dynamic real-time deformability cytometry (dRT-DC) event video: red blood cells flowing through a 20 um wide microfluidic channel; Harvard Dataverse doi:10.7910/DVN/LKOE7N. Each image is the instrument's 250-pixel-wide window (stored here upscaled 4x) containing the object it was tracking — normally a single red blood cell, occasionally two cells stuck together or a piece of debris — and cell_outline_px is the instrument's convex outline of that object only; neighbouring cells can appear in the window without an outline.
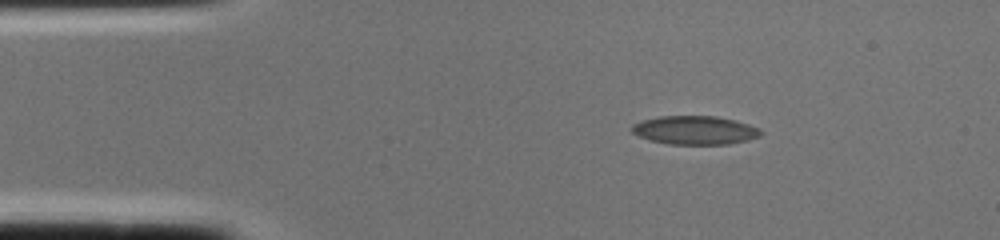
{"species": "common noctule bat (a hibernating species)", "species_latin": "Nyctalus noctula", "temperature_condition": "cold", "stored_images_in_passage": 1, "camera_frame_rate_fps": 3000, "um_per_image_px": 0.085, "animal": {"sex": "female", "body_mass_g": 22.0, "forearm_length_mm": 56.7}, "frame": {"image": 1, "passage_image": 1, "time_ms": 0.0, "image_size_px": [1000, 240], "cell_outline_px": [[764, 132], [760, 136], [748, 140], [728, 144], [668, 144], [648, 140], [632, 132], [628, 128], [632, 124], [644, 120], [660, 116], [716, 116], [736, 120], [760, 128]], "centroid_in_image_um": [59.07, 11.06], "position_along_channel_um": 25.9, "area_um2": 21.68}}